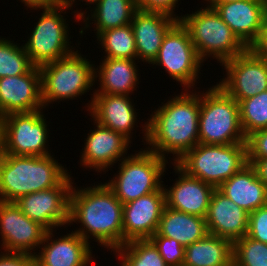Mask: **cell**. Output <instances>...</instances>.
Instances as JSON below:
<instances>
[{"mask_svg": "<svg viewBox=\"0 0 267 266\" xmlns=\"http://www.w3.org/2000/svg\"><path fill=\"white\" fill-rule=\"evenodd\" d=\"M185 91L158 106L144 126L142 124L141 133H144V143L148 145L146 149L164 159L173 154L172 163L199 144L201 91Z\"/></svg>", "mask_w": 267, "mask_h": 266, "instance_id": "1", "label": "cell"}, {"mask_svg": "<svg viewBox=\"0 0 267 266\" xmlns=\"http://www.w3.org/2000/svg\"><path fill=\"white\" fill-rule=\"evenodd\" d=\"M92 186H72L68 225L81 223L74 232L88 243L92 235L100 246L114 252L123 245V204L105 183Z\"/></svg>", "mask_w": 267, "mask_h": 266, "instance_id": "2", "label": "cell"}, {"mask_svg": "<svg viewBox=\"0 0 267 266\" xmlns=\"http://www.w3.org/2000/svg\"><path fill=\"white\" fill-rule=\"evenodd\" d=\"M54 155L16 156L0 159V201L15 202L21 196L58 186L70 173Z\"/></svg>", "mask_w": 267, "mask_h": 266, "instance_id": "3", "label": "cell"}, {"mask_svg": "<svg viewBox=\"0 0 267 266\" xmlns=\"http://www.w3.org/2000/svg\"><path fill=\"white\" fill-rule=\"evenodd\" d=\"M199 143L229 145L246 143L238 102L218 84L200 93Z\"/></svg>", "mask_w": 267, "mask_h": 266, "instance_id": "4", "label": "cell"}, {"mask_svg": "<svg viewBox=\"0 0 267 266\" xmlns=\"http://www.w3.org/2000/svg\"><path fill=\"white\" fill-rule=\"evenodd\" d=\"M76 49L71 54L39 67L44 108L51 103L75 100L95 87V67Z\"/></svg>", "mask_w": 267, "mask_h": 266, "instance_id": "5", "label": "cell"}, {"mask_svg": "<svg viewBox=\"0 0 267 266\" xmlns=\"http://www.w3.org/2000/svg\"><path fill=\"white\" fill-rule=\"evenodd\" d=\"M179 21L188 30L203 62L212 57L221 65L247 49L213 7L200 8L192 14H181Z\"/></svg>", "mask_w": 267, "mask_h": 266, "instance_id": "6", "label": "cell"}, {"mask_svg": "<svg viewBox=\"0 0 267 266\" xmlns=\"http://www.w3.org/2000/svg\"><path fill=\"white\" fill-rule=\"evenodd\" d=\"M138 151L123 158L115 178L110 177L111 180L105 183L122 204L158 191L163 186L162 177L166 173L168 159L146 148Z\"/></svg>", "mask_w": 267, "mask_h": 266, "instance_id": "7", "label": "cell"}, {"mask_svg": "<svg viewBox=\"0 0 267 266\" xmlns=\"http://www.w3.org/2000/svg\"><path fill=\"white\" fill-rule=\"evenodd\" d=\"M71 7L74 6L62 2H52L46 6L30 9H42L43 11L31 35H29L27 43L24 44L25 51L34 66L41 67L75 51L74 47L72 48L70 45L71 41H69L71 36H68L67 19L61 15L64 11L65 14L66 10H70Z\"/></svg>", "mask_w": 267, "mask_h": 266, "instance_id": "8", "label": "cell"}, {"mask_svg": "<svg viewBox=\"0 0 267 266\" xmlns=\"http://www.w3.org/2000/svg\"><path fill=\"white\" fill-rule=\"evenodd\" d=\"M176 164L188 175L217 189L248 164L247 146L246 143L229 145L199 143Z\"/></svg>", "mask_w": 267, "mask_h": 266, "instance_id": "9", "label": "cell"}, {"mask_svg": "<svg viewBox=\"0 0 267 266\" xmlns=\"http://www.w3.org/2000/svg\"><path fill=\"white\" fill-rule=\"evenodd\" d=\"M203 61L190 39L188 30L177 21L164 35L159 53L152 66L164 68L184 90H192L197 83Z\"/></svg>", "mask_w": 267, "mask_h": 266, "instance_id": "10", "label": "cell"}, {"mask_svg": "<svg viewBox=\"0 0 267 266\" xmlns=\"http://www.w3.org/2000/svg\"><path fill=\"white\" fill-rule=\"evenodd\" d=\"M5 123V153L16 156H47L48 122L43 109L31 113H11ZM47 144V145H46Z\"/></svg>", "mask_w": 267, "mask_h": 266, "instance_id": "11", "label": "cell"}, {"mask_svg": "<svg viewBox=\"0 0 267 266\" xmlns=\"http://www.w3.org/2000/svg\"><path fill=\"white\" fill-rule=\"evenodd\" d=\"M69 174L58 186L21 196L15 203L31 220L47 230L68 226L69 200L73 186ZM66 224V225H65Z\"/></svg>", "mask_w": 267, "mask_h": 266, "instance_id": "12", "label": "cell"}, {"mask_svg": "<svg viewBox=\"0 0 267 266\" xmlns=\"http://www.w3.org/2000/svg\"><path fill=\"white\" fill-rule=\"evenodd\" d=\"M221 66L226 77L216 84L237 102L267 91V61L256 57L248 48Z\"/></svg>", "mask_w": 267, "mask_h": 266, "instance_id": "13", "label": "cell"}, {"mask_svg": "<svg viewBox=\"0 0 267 266\" xmlns=\"http://www.w3.org/2000/svg\"><path fill=\"white\" fill-rule=\"evenodd\" d=\"M47 231L27 217L15 202L0 201V236L4 251L34 255Z\"/></svg>", "mask_w": 267, "mask_h": 266, "instance_id": "14", "label": "cell"}, {"mask_svg": "<svg viewBox=\"0 0 267 266\" xmlns=\"http://www.w3.org/2000/svg\"><path fill=\"white\" fill-rule=\"evenodd\" d=\"M44 109L41 73L34 66L29 72L0 78V114L31 113Z\"/></svg>", "mask_w": 267, "mask_h": 266, "instance_id": "15", "label": "cell"}, {"mask_svg": "<svg viewBox=\"0 0 267 266\" xmlns=\"http://www.w3.org/2000/svg\"><path fill=\"white\" fill-rule=\"evenodd\" d=\"M165 205L163 186L158 191L123 204V245L132 240H145L153 236Z\"/></svg>", "mask_w": 267, "mask_h": 266, "instance_id": "16", "label": "cell"}, {"mask_svg": "<svg viewBox=\"0 0 267 266\" xmlns=\"http://www.w3.org/2000/svg\"><path fill=\"white\" fill-rule=\"evenodd\" d=\"M94 130L85 138L80 165L95 170L97 173L108 171L114 163L120 162L127 155L131 142L122 134L93 122ZM107 169V170H106ZM105 170V171H104Z\"/></svg>", "mask_w": 267, "mask_h": 266, "instance_id": "17", "label": "cell"}, {"mask_svg": "<svg viewBox=\"0 0 267 266\" xmlns=\"http://www.w3.org/2000/svg\"><path fill=\"white\" fill-rule=\"evenodd\" d=\"M230 27L239 41L248 48L267 20V0H240L209 3Z\"/></svg>", "mask_w": 267, "mask_h": 266, "instance_id": "18", "label": "cell"}, {"mask_svg": "<svg viewBox=\"0 0 267 266\" xmlns=\"http://www.w3.org/2000/svg\"><path fill=\"white\" fill-rule=\"evenodd\" d=\"M53 232L56 229L46 232L41 251L35 252L36 266H88L93 262L91 245L79 234L72 231L57 239Z\"/></svg>", "mask_w": 267, "mask_h": 266, "instance_id": "19", "label": "cell"}, {"mask_svg": "<svg viewBox=\"0 0 267 266\" xmlns=\"http://www.w3.org/2000/svg\"><path fill=\"white\" fill-rule=\"evenodd\" d=\"M89 104H85L88 115L103 127L112 129L132 141L135 125L138 124L135 103L132 97L115 94H91ZM136 123V124H135Z\"/></svg>", "mask_w": 267, "mask_h": 266, "instance_id": "20", "label": "cell"}, {"mask_svg": "<svg viewBox=\"0 0 267 266\" xmlns=\"http://www.w3.org/2000/svg\"><path fill=\"white\" fill-rule=\"evenodd\" d=\"M171 164L174 166V172L178 174V178L175 179L176 181L170 187L163 184L166 206L205 218L212 194L216 188L188 175L176 163Z\"/></svg>", "mask_w": 267, "mask_h": 266, "instance_id": "21", "label": "cell"}, {"mask_svg": "<svg viewBox=\"0 0 267 266\" xmlns=\"http://www.w3.org/2000/svg\"><path fill=\"white\" fill-rule=\"evenodd\" d=\"M248 216V212L215 189L205 217L208 234L234 243L247 235Z\"/></svg>", "mask_w": 267, "mask_h": 266, "instance_id": "22", "label": "cell"}, {"mask_svg": "<svg viewBox=\"0 0 267 266\" xmlns=\"http://www.w3.org/2000/svg\"><path fill=\"white\" fill-rule=\"evenodd\" d=\"M177 21L161 12L137 10L131 22L137 60L151 65L159 53L164 35Z\"/></svg>", "mask_w": 267, "mask_h": 266, "instance_id": "23", "label": "cell"}, {"mask_svg": "<svg viewBox=\"0 0 267 266\" xmlns=\"http://www.w3.org/2000/svg\"><path fill=\"white\" fill-rule=\"evenodd\" d=\"M217 189L248 213L267 205V186L251 164L245 165Z\"/></svg>", "mask_w": 267, "mask_h": 266, "instance_id": "24", "label": "cell"}, {"mask_svg": "<svg viewBox=\"0 0 267 266\" xmlns=\"http://www.w3.org/2000/svg\"><path fill=\"white\" fill-rule=\"evenodd\" d=\"M91 3L94 4V10L91 8ZM88 4L90 5L88 8H91L88 16L86 15L87 11L85 12L81 9L80 12L76 10L73 12L75 14L74 18L76 17L78 21L83 20V24L85 25L84 28L79 29L81 36L84 34L85 28L90 27V20L94 21L92 24L94 23L93 25L96 26L94 27V31H96L97 37L100 33L108 29L131 24L133 15L138 10L136 0H90Z\"/></svg>", "mask_w": 267, "mask_h": 266, "instance_id": "25", "label": "cell"}, {"mask_svg": "<svg viewBox=\"0 0 267 266\" xmlns=\"http://www.w3.org/2000/svg\"><path fill=\"white\" fill-rule=\"evenodd\" d=\"M99 64L95 66V82H99L100 88L95 89L94 94L131 96L138 88L141 81L134 59L104 58Z\"/></svg>", "mask_w": 267, "mask_h": 266, "instance_id": "26", "label": "cell"}, {"mask_svg": "<svg viewBox=\"0 0 267 266\" xmlns=\"http://www.w3.org/2000/svg\"><path fill=\"white\" fill-rule=\"evenodd\" d=\"M207 234L205 218L177 211L165 205L154 235L175 239L186 247L203 239Z\"/></svg>", "mask_w": 267, "mask_h": 266, "instance_id": "27", "label": "cell"}, {"mask_svg": "<svg viewBox=\"0 0 267 266\" xmlns=\"http://www.w3.org/2000/svg\"><path fill=\"white\" fill-rule=\"evenodd\" d=\"M182 266H233V243L207 234L185 247Z\"/></svg>", "mask_w": 267, "mask_h": 266, "instance_id": "28", "label": "cell"}, {"mask_svg": "<svg viewBox=\"0 0 267 266\" xmlns=\"http://www.w3.org/2000/svg\"><path fill=\"white\" fill-rule=\"evenodd\" d=\"M97 41L104 50V58L137 60L135 37L131 24L108 29L97 36Z\"/></svg>", "mask_w": 267, "mask_h": 266, "instance_id": "29", "label": "cell"}, {"mask_svg": "<svg viewBox=\"0 0 267 266\" xmlns=\"http://www.w3.org/2000/svg\"><path fill=\"white\" fill-rule=\"evenodd\" d=\"M121 266H168L149 240H132L114 251Z\"/></svg>", "mask_w": 267, "mask_h": 266, "instance_id": "30", "label": "cell"}, {"mask_svg": "<svg viewBox=\"0 0 267 266\" xmlns=\"http://www.w3.org/2000/svg\"><path fill=\"white\" fill-rule=\"evenodd\" d=\"M15 43L0 37V78L22 75L34 67L24 45Z\"/></svg>", "mask_w": 267, "mask_h": 266, "instance_id": "31", "label": "cell"}, {"mask_svg": "<svg viewBox=\"0 0 267 266\" xmlns=\"http://www.w3.org/2000/svg\"><path fill=\"white\" fill-rule=\"evenodd\" d=\"M240 123L244 135L267 129V91L239 101Z\"/></svg>", "mask_w": 267, "mask_h": 266, "instance_id": "32", "label": "cell"}, {"mask_svg": "<svg viewBox=\"0 0 267 266\" xmlns=\"http://www.w3.org/2000/svg\"><path fill=\"white\" fill-rule=\"evenodd\" d=\"M233 266H267V244L248 236L235 241Z\"/></svg>", "mask_w": 267, "mask_h": 266, "instance_id": "33", "label": "cell"}, {"mask_svg": "<svg viewBox=\"0 0 267 266\" xmlns=\"http://www.w3.org/2000/svg\"><path fill=\"white\" fill-rule=\"evenodd\" d=\"M149 240L158 249V252L168 266H182L185 247L178 241L161 235H153Z\"/></svg>", "mask_w": 267, "mask_h": 266, "instance_id": "34", "label": "cell"}, {"mask_svg": "<svg viewBox=\"0 0 267 266\" xmlns=\"http://www.w3.org/2000/svg\"><path fill=\"white\" fill-rule=\"evenodd\" d=\"M246 236L267 244V205L249 213Z\"/></svg>", "mask_w": 267, "mask_h": 266, "instance_id": "35", "label": "cell"}, {"mask_svg": "<svg viewBox=\"0 0 267 266\" xmlns=\"http://www.w3.org/2000/svg\"><path fill=\"white\" fill-rule=\"evenodd\" d=\"M247 161L252 164L255 160L267 157V129L255 131L246 137Z\"/></svg>", "mask_w": 267, "mask_h": 266, "instance_id": "36", "label": "cell"}, {"mask_svg": "<svg viewBox=\"0 0 267 266\" xmlns=\"http://www.w3.org/2000/svg\"><path fill=\"white\" fill-rule=\"evenodd\" d=\"M179 1L180 0H136V5L138 10L161 12L179 21L181 16L174 14V10Z\"/></svg>", "mask_w": 267, "mask_h": 266, "instance_id": "37", "label": "cell"}, {"mask_svg": "<svg viewBox=\"0 0 267 266\" xmlns=\"http://www.w3.org/2000/svg\"><path fill=\"white\" fill-rule=\"evenodd\" d=\"M0 266H36L34 255L6 252L0 253Z\"/></svg>", "mask_w": 267, "mask_h": 266, "instance_id": "38", "label": "cell"}, {"mask_svg": "<svg viewBox=\"0 0 267 266\" xmlns=\"http://www.w3.org/2000/svg\"><path fill=\"white\" fill-rule=\"evenodd\" d=\"M248 49L258 58L267 61V20Z\"/></svg>", "mask_w": 267, "mask_h": 266, "instance_id": "39", "label": "cell"}, {"mask_svg": "<svg viewBox=\"0 0 267 266\" xmlns=\"http://www.w3.org/2000/svg\"><path fill=\"white\" fill-rule=\"evenodd\" d=\"M251 165L255 168L258 177L267 186V157L266 158L257 159Z\"/></svg>", "mask_w": 267, "mask_h": 266, "instance_id": "40", "label": "cell"}, {"mask_svg": "<svg viewBox=\"0 0 267 266\" xmlns=\"http://www.w3.org/2000/svg\"><path fill=\"white\" fill-rule=\"evenodd\" d=\"M5 123L0 118V159L5 155Z\"/></svg>", "mask_w": 267, "mask_h": 266, "instance_id": "41", "label": "cell"}, {"mask_svg": "<svg viewBox=\"0 0 267 266\" xmlns=\"http://www.w3.org/2000/svg\"><path fill=\"white\" fill-rule=\"evenodd\" d=\"M21 2L28 8L42 7L51 4V0H21Z\"/></svg>", "mask_w": 267, "mask_h": 266, "instance_id": "42", "label": "cell"}, {"mask_svg": "<svg viewBox=\"0 0 267 266\" xmlns=\"http://www.w3.org/2000/svg\"><path fill=\"white\" fill-rule=\"evenodd\" d=\"M205 1H207L208 3H227L240 0H205Z\"/></svg>", "mask_w": 267, "mask_h": 266, "instance_id": "43", "label": "cell"}, {"mask_svg": "<svg viewBox=\"0 0 267 266\" xmlns=\"http://www.w3.org/2000/svg\"><path fill=\"white\" fill-rule=\"evenodd\" d=\"M52 2H62L65 3L67 5H71L73 6V0H51Z\"/></svg>", "mask_w": 267, "mask_h": 266, "instance_id": "44", "label": "cell"}, {"mask_svg": "<svg viewBox=\"0 0 267 266\" xmlns=\"http://www.w3.org/2000/svg\"><path fill=\"white\" fill-rule=\"evenodd\" d=\"M75 1L76 0H73V4L75 3ZM80 1V3H81V1L83 2V1H85V2H87V4L85 3L84 5H87L88 6V2L90 1V0H79Z\"/></svg>", "mask_w": 267, "mask_h": 266, "instance_id": "45", "label": "cell"}]
</instances>
